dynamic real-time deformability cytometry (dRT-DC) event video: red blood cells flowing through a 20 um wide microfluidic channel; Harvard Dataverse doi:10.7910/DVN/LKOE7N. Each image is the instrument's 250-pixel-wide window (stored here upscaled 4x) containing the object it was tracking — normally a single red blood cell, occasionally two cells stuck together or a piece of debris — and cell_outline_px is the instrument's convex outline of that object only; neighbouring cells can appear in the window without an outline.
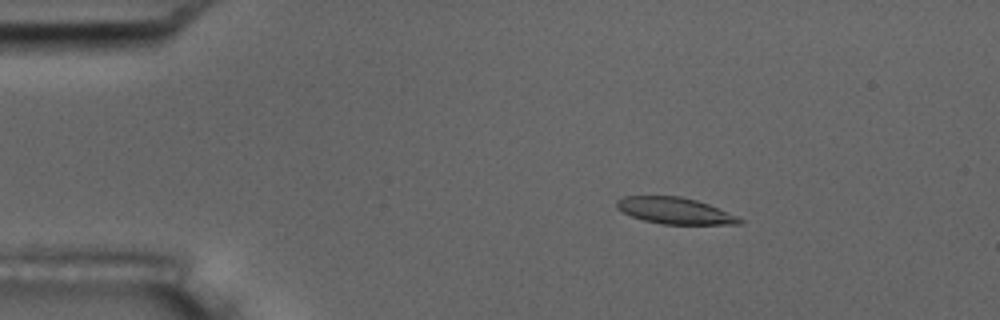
{"species": "common noctule bat (a hibernating species)", "species_latin": "Nyctalus noctula", "temperature_condition": "room temperature", "stored_images_in_passage": 5, "camera_frame_rate_fps": 3000, "um_per_image_px": 0.085, "animal": {"sex": "male", "body_mass_g": 17.5, "forearm_length_mm": 52.3}, "frame": {"image": 1, "passage_image": 3, "time_ms": 2.333, "image_size_px": [1000, 320], "cell_outline_px": [[744, 220], [740, 224], [660, 224], [644, 220], [632, 216], [616, 208], [616, 200], [624, 196], [680, 196], [696, 200], [708, 204], [736, 216]], "centroid_in_image_um": [57.33, 17.91], "position_along_channel_um": 27.7, "area_um2": 18.73}}